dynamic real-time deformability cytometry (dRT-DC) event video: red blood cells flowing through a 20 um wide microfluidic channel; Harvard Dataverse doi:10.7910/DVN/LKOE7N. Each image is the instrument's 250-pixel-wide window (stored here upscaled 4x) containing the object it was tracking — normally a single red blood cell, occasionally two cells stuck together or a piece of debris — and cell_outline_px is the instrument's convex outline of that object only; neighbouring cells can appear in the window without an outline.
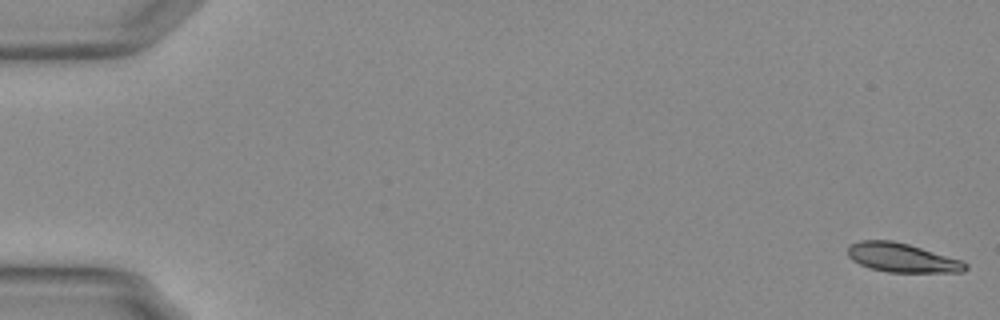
{"species": "Egyptian fruit bat (a non-hibernating species)", "species_latin": "Rousettus aegyptiacus", "temperature_condition": "warm", "stored_images_in_passage": 55, "camera_frame_rate_fps": 3000, "um_per_image_px": 0.085, "animal": {"sex": "female"}, "frame": {"image": 1, "passage_image": 1, "time_ms": 0.0, "image_size_px": [1000, 320], "cell_outline_px": [[968, 268], [964, 272], [888, 272], [868, 268], [852, 260], [848, 256], [848, 244], [860, 240], [892, 240], [908, 244], [964, 260], [968, 264]], "centroid_in_image_um": [76.69, 21.9], "position_along_channel_um": 8.3, "area_um2": 20.17}}
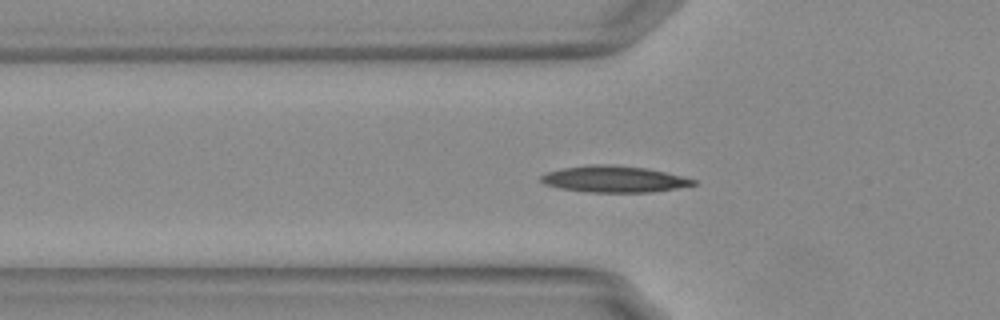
{"frame": {"image": 2, "passage_image": 19, "time_ms": 6.0, "image_size_px": [1000, 320], "cell_outline_px": [[696, 184], [676, 188], [652, 192], [588, 192], [560, 188], [544, 184], [540, 180], [540, 176], [544, 172], [560, 168], [592, 164], [612, 164], [644, 168], [664, 172], [696, 180]], "centroid_in_image_um": [52.11, 15.22], "position_along_channel_um": 73.7, "area_um2": 23.41}}
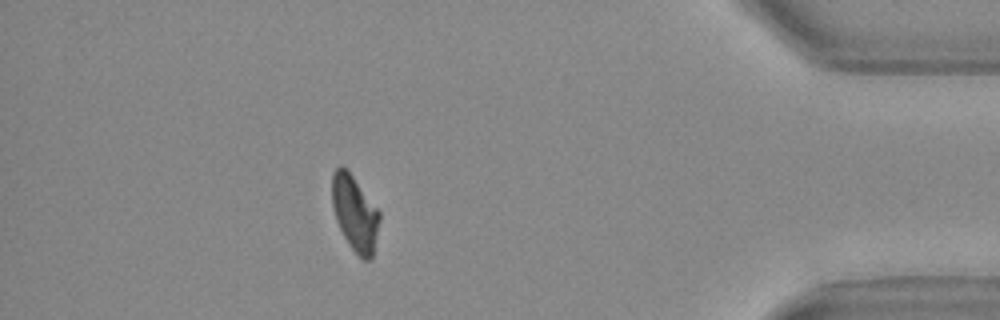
{"frame": {"image": 3, "passage_image": 49, "time_ms": 16.0, "image_size_px": [1000, 320], "cell_outline_px": [[380, 220], [372, 256], [368, 260], [364, 260], [348, 244], [336, 220], [332, 208], [332, 172], [340, 164], [352, 176], [380, 212]], "centroid_in_image_um": [30.14, 18.12], "position_along_channel_um": 405.1, "area_um2": 20.46}, "authors_computed_cell_mechanics": {"area_um2": 21.2126, "velocity_mm_per_s": 3.7584, "shape_relaxation_time_tau1_ms": null, "shape_relaxation_time_tau2_ms": 5.6664, "deformation_change_tau1": null, "deformation_change_tau2": 0.1167}}